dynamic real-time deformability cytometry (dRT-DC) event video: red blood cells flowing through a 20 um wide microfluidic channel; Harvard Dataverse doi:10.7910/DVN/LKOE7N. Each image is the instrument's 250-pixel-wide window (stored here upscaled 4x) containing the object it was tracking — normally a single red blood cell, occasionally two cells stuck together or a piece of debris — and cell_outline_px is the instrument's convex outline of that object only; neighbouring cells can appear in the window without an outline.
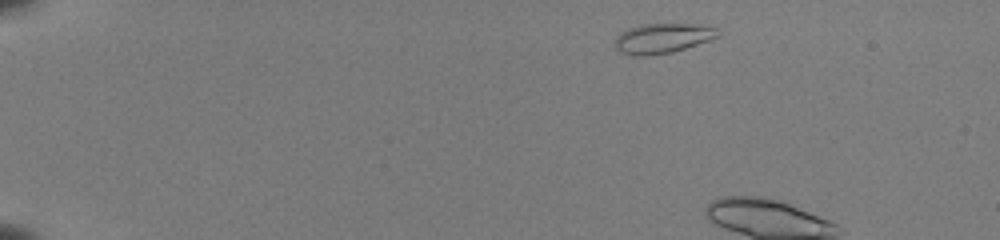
{"species": "common noctule bat (a hibernating species)", "species_latin": "Nyctalus noctula", "temperature_condition": "room temperature", "stored_images_in_passage": 7, "camera_frame_rate_fps": 3000, "um_per_image_px": 0.085, "animal": {"sex": "female", "body_mass_g": 22.0, "forearm_length_mm": 56.7}, "frame": {"image": 1, "passage_image": 2, "time_ms": 0.333, "image_size_px": [1000, 240], "cell_outline_px": [[720, 36], [712, 40], [672, 52], [648, 56], [628, 56], [620, 52], [616, 48], [616, 36], [620, 32], [628, 28], [640, 24], [688, 24], [720, 28]], "centroid_in_image_um": [56.32, 3.26], "position_along_channel_um": 28.7, "area_um2": 18.21}}